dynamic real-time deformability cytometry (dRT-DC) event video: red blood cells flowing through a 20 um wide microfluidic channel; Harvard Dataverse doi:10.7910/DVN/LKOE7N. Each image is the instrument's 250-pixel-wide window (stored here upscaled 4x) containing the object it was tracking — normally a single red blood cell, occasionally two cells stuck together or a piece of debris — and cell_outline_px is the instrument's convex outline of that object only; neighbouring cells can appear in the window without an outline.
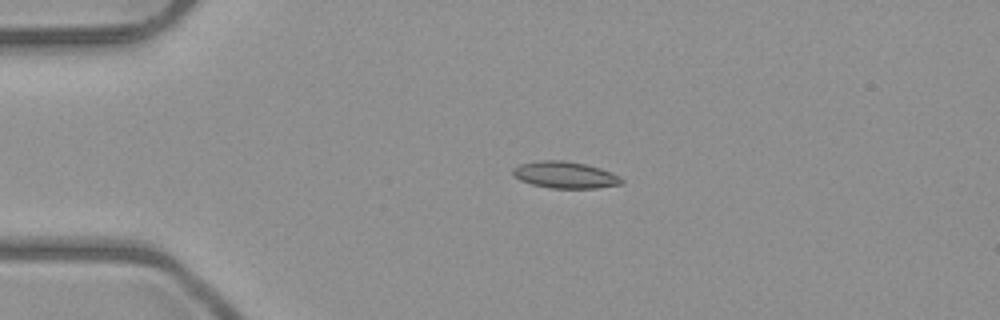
{"species": "common noctule bat (a hibernating species)", "species_latin": "Nyctalus noctula", "temperature_condition": "room temperature", "stored_images_in_passage": 3, "camera_frame_rate_fps": 3000, "um_per_image_px": 0.085, "animal": {"sex": "male", "body_mass_g": 23.1, "forearm_length_mm": 52.7}, "frame": {"image": 1, "passage_image": 2, "time_ms": 1.0, "image_size_px": [1000, 320], "cell_outline_px": [[624, 184], [596, 188], [548, 188], [532, 184], [520, 180], [512, 176], [512, 168], [520, 164], [540, 160], [560, 160], [584, 164], [600, 168], [612, 172], [620, 176], [624, 180]], "centroid_in_image_um": [48.03, 14.87], "position_along_channel_um": 37.0, "area_um2": 17.05}}